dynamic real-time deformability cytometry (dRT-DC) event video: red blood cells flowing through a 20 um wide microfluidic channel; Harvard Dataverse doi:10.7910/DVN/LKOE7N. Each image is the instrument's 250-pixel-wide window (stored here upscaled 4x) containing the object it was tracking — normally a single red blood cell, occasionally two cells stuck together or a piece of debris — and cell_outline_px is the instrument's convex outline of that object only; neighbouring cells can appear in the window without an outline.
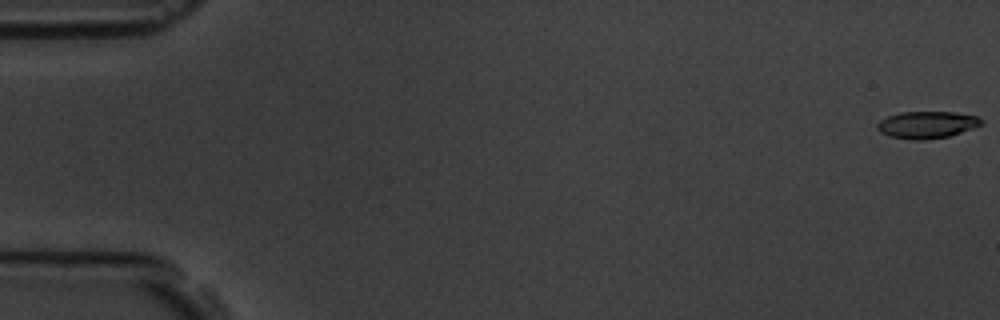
{"species": "common noctule bat (a hibernating species)", "species_latin": "Nyctalus noctula", "temperature_condition": "room temperature", "stored_images_in_passage": 5, "camera_frame_rate_fps": 3000, "um_per_image_px": 0.085, "animal": {"sex": "male", "body_mass_g": 19.5, "forearm_length_mm": 54.6}, "frame": {"image": 1, "passage_image": 1, "time_ms": 0.0, "image_size_px": [1000, 320], "cell_outline_px": [[984, 124], [948, 136], [924, 140], [912, 140], [888, 136], [880, 132], [876, 128], [876, 124], [880, 120], [888, 116], [900, 112], [952, 112], [976, 116], [984, 120]], "centroid_in_image_um": [78.76, 10.61], "position_along_channel_um": 6.2, "area_um2": 16.42}}
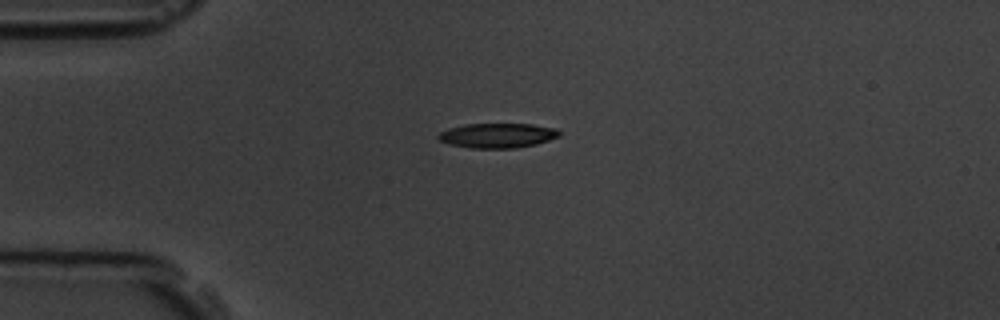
{"frame": {"image": 2, "passage_image": 5, "time_ms": 4.667, "image_size_px": [1000, 320], "cell_outline_px": [[560, 136], [536, 144], [516, 148], [472, 148], [452, 144], [440, 140], [436, 136], [440, 132], [448, 128], [464, 124], [532, 124], [556, 128], [560, 132]], "centroid_in_image_um": [42.3, 11.51], "position_along_channel_um": 42.7, "area_um2": 17.34}}